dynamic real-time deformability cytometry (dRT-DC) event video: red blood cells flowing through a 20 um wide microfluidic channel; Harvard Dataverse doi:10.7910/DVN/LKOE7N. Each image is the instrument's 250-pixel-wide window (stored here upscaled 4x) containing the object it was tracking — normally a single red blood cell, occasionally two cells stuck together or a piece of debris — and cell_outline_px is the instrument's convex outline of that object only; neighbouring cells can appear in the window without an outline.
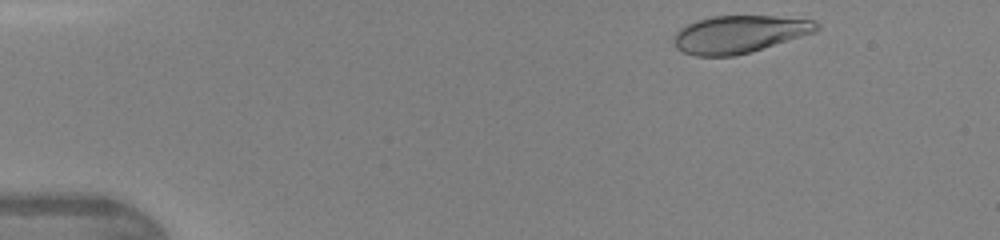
{"species": "human", "species_latin": "Homo sapiens", "temperature_condition": "warm", "stored_images_in_passage": 41, "camera_frame_rate_fps": 3000, "um_per_image_px": 0.085, "donor": {"sex": "female"}, "frame": {"image": 1, "passage_image": 2, "time_ms": 0.333, "image_size_px": [1000, 240], "cell_outline_px": [[820, 28], [816, 32], [752, 52], [736, 56], [696, 56], [684, 52], [676, 48], [672, 44], [672, 36], [680, 28], [688, 24], [712, 16], [776, 16], [816, 20], [820, 24]], "centroid_in_image_um": [62.86, 2.91], "position_along_channel_um": 22.1, "area_um2": 31.56}}
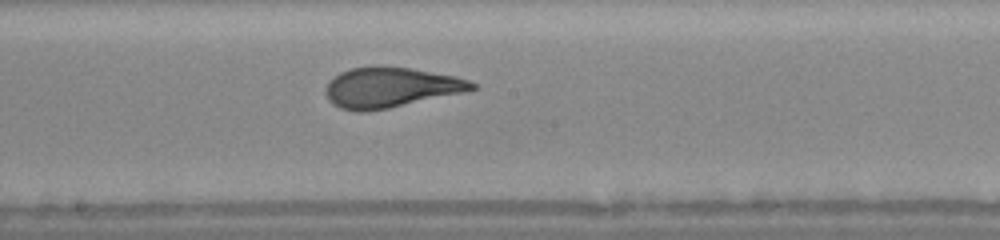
{"frame": {"image": 2, "passage_image": 21, "time_ms": 6.667, "image_size_px": [1000, 240], "cell_outline_px": [[476, 88], [464, 92], [388, 108], [364, 112], [356, 112], [340, 108], [332, 104], [328, 100], [324, 92], [324, 88], [328, 80], [332, 76], [348, 68], [380, 64], [412, 68], [456, 76], [468, 80], [476, 84]], "centroid_in_image_um": [33.11, 7.41], "position_along_channel_um": 215.1, "area_um2": 34.91}}
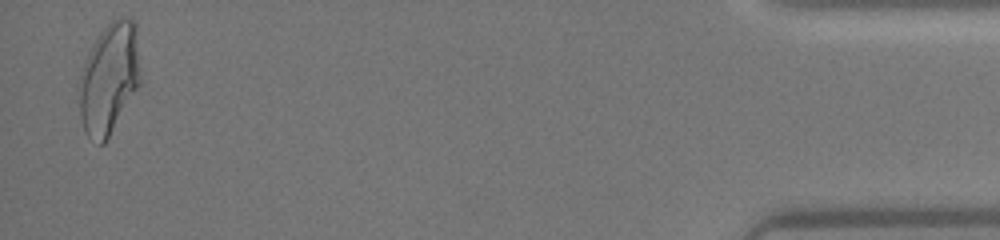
{"frame": {"image": 3, "passage_image": 40, "time_ms": 13.0, "image_size_px": [1000, 240], "cell_outline_px": [[140, 84], [104, 144], [100, 144], [88, 136], [84, 132], [80, 116], [76, 84], [80, 72], [88, 52], [92, 44], [100, 32], [112, 20], [132, 20], [136, 24], [140, 72]], "centroid_in_image_um": [9.23, 6.7], "position_along_channel_um": 426.0, "area_um2": 39.71}}